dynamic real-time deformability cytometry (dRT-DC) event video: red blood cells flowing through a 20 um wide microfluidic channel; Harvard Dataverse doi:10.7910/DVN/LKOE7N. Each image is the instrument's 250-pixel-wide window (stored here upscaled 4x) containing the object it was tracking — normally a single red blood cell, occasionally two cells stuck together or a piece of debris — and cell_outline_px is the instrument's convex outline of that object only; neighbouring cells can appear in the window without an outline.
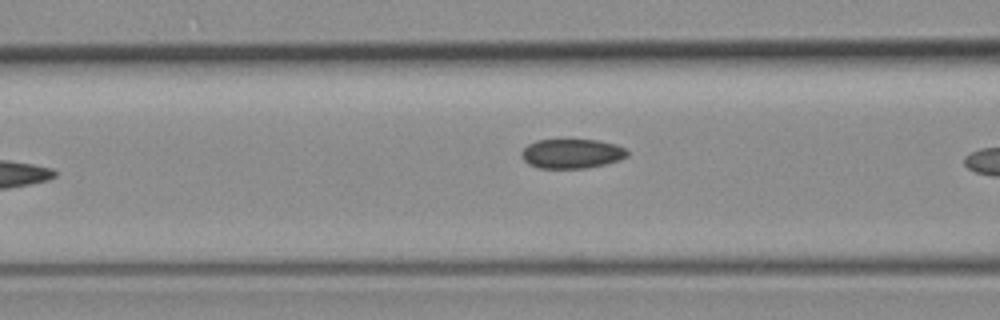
{"species": "common noctule bat (a hibernating species)", "species_latin": "Nyctalus noctula", "temperature_condition": "room temperature", "stored_images_in_passage": 7, "camera_frame_rate_fps": 3000, "um_per_image_px": 0.085, "animal": {"sex": "female", "body_mass_g": 19.3, "forearm_length_mm": 54.1}, "frame": {"image": 1, "passage_image": 6, "time_ms": 6.0, "image_size_px": [1000, 320], "cell_outline_px": [[628, 156], [604, 164], [588, 168], [540, 168], [528, 164], [524, 160], [520, 152], [528, 144], [536, 140], [596, 140], [616, 144], [624, 148], [628, 152]], "centroid_in_image_um": [48.57, 13.06], "position_along_channel_um": 118.0, "area_um2": 18.03}}